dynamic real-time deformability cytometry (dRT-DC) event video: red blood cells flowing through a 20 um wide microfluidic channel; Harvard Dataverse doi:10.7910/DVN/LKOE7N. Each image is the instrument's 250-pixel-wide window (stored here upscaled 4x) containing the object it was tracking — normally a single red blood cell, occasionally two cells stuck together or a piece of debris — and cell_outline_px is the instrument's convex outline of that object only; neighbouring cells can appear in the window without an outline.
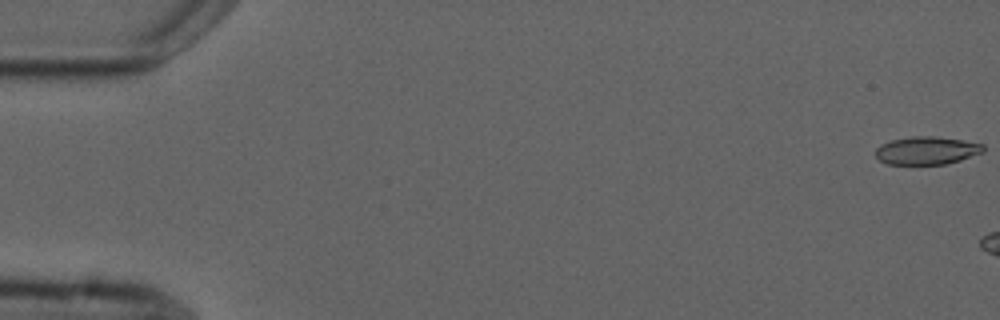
{"species": "common noctule bat (a hibernating species)", "species_latin": "Nyctalus noctula", "temperature_condition": "cold", "stored_images_in_passage": 4, "camera_frame_rate_fps": 3000, "um_per_image_px": 0.085, "animal": {"sex": "male", "forearm_length_mm": 52.5}, "frame": {"image": 1, "passage_image": 1, "time_ms": 0.0, "image_size_px": [1000, 320], "cell_outline_px": [[984, 152], [960, 160], [944, 164], [888, 164], [880, 160], [876, 156], [876, 148], [880, 144], [892, 140], [912, 136], [932, 136], [960, 140], [984, 144]], "centroid_in_image_um": [78.77, 12.79], "position_along_channel_um": 6.2, "area_um2": 17.4}}